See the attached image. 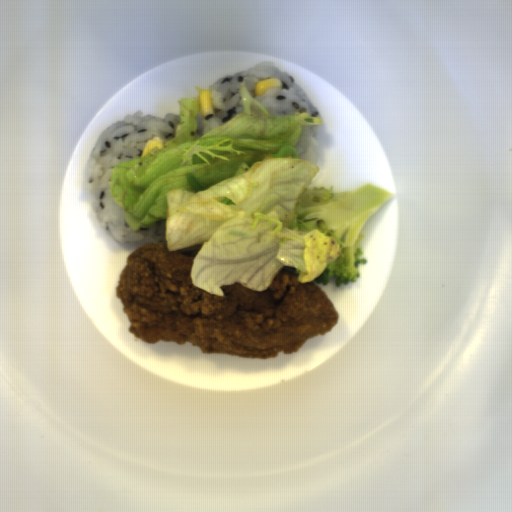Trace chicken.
I'll return each instance as SVG.
<instances>
[{"label":"chicken","mask_w":512,"mask_h":512,"mask_svg":"<svg viewBox=\"0 0 512 512\" xmlns=\"http://www.w3.org/2000/svg\"><path fill=\"white\" fill-rule=\"evenodd\" d=\"M198 251L142 244L127 257L114 290L128 332L147 343H190L204 354L272 359L298 352L337 326L339 314L313 280L282 268L265 291L225 284L224 295L194 286Z\"/></svg>","instance_id":"ae283196"}]
</instances>
